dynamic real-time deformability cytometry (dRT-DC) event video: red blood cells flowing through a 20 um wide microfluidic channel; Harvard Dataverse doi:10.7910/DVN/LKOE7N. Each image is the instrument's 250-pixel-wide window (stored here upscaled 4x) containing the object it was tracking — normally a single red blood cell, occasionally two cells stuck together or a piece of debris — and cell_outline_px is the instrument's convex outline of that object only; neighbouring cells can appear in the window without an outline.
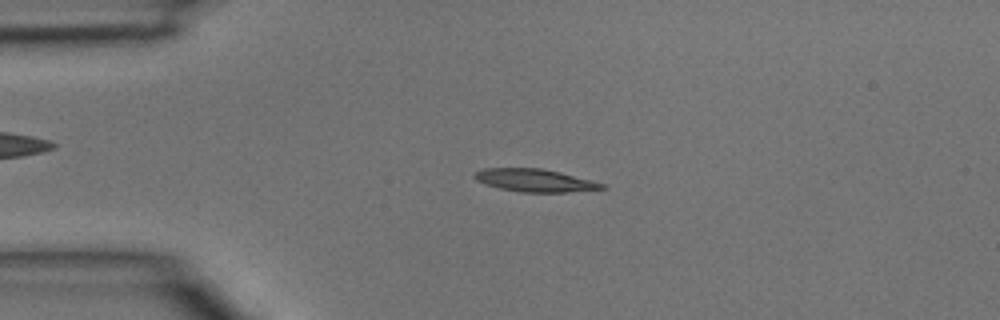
{"species": "common noctule bat (a hibernating species)", "species_latin": "Nyctalus noctula", "temperature_condition": "room temperature", "stored_images_in_passage": 2, "camera_frame_rate_fps": 3000, "um_per_image_px": 0.085, "animal": {"sex": "male", "body_mass_g": 15.6}, "frame": {"image": 1, "passage_image": 1, "time_ms": 0.0, "image_size_px": [1000, 320], "cell_outline_px": [[608, 188], [568, 192], [520, 192], [500, 188], [476, 180], [472, 176], [476, 172], [484, 168], [540, 168], [560, 172], [604, 184]], "centroid_in_image_um": [45.45, 15.33], "position_along_channel_um": 39.5, "area_um2": 16.65}}
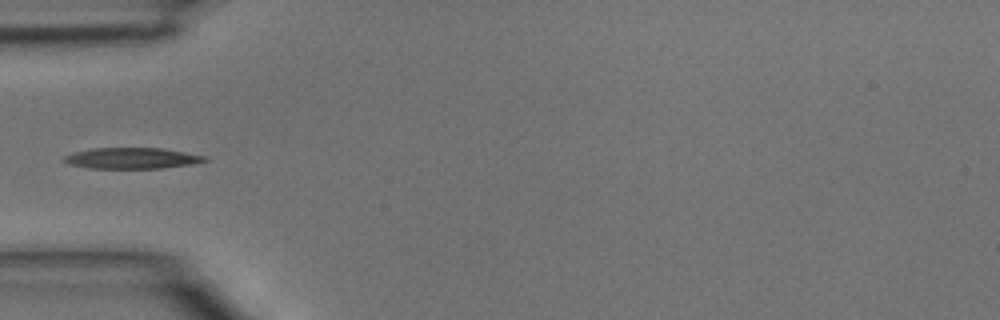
{"frame": {"image": 2, "passage_image": 2, "time_ms": 0.333, "image_size_px": [1000, 320], "cell_outline_px": [[208, 160], [192, 164], [160, 168], [88, 168], [68, 164], [60, 160], [64, 156], [72, 152], [92, 148], [164, 148], [208, 156]], "centroid_in_image_um": [11.18, 13.44], "position_along_channel_um": 73.8, "area_um2": 17.4}}